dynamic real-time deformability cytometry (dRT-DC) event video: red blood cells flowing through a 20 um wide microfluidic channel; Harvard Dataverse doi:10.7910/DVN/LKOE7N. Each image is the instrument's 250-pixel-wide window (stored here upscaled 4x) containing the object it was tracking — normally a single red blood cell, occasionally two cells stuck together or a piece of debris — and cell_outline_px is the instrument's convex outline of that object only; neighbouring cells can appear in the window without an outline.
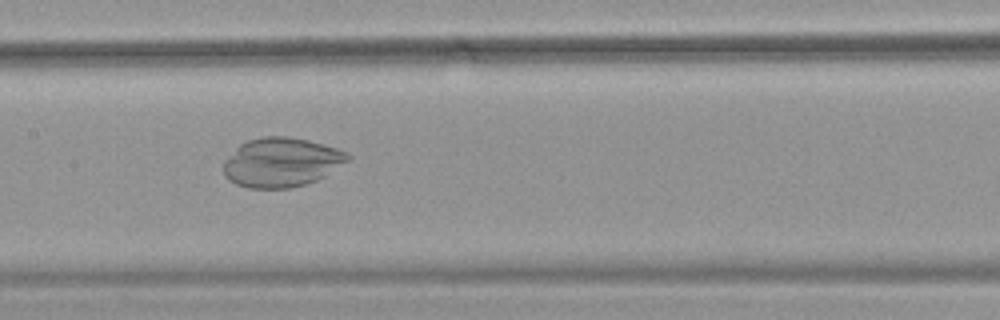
{"species": "common noctule bat (a hibernating species)", "species_latin": "Nyctalus noctula", "temperature_condition": "warm", "stored_images_in_passage": 38, "camera_frame_rate_fps": 3000, "um_per_image_px": 0.085, "animal": {"sex": "female", "body_mass_g": 18.4}, "frame": {"image": 1, "passage_image": 11, "time_ms": 3.333, "image_size_px": [1000, 320], "cell_outline_px": [[352, 160], [324, 176], [316, 180], [292, 188], [248, 188], [236, 184], [228, 180], [224, 176], [224, 160], [240, 144], [248, 140], [264, 136], [288, 136], [308, 140], [324, 144], [348, 152], [352, 156]], "centroid_in_image_um": [23.95, 13.79], "position_along_channel_um": 183.5, "area_um2": 35.95}}
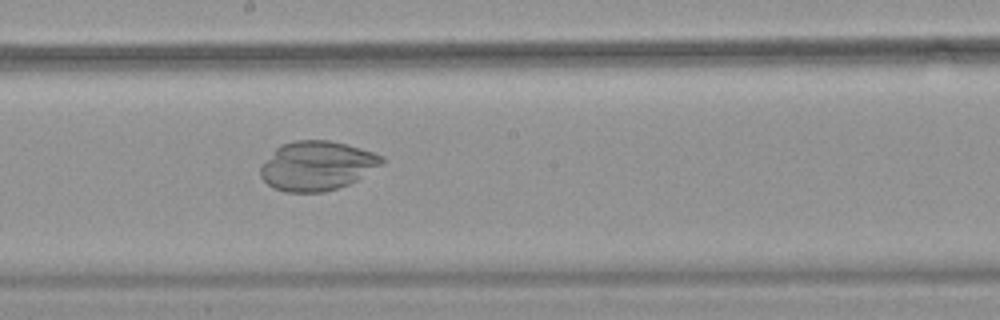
{"frame": {"image": 2, "passage_image": 14, "time_ms": 4.333, "image_size_px": [1000, 320], "cell_outline_px": [[384, 160], [380, 164], [356, 180], [348, 184], [324, 192], [284, 192], [272, 188], [260, 176], [260, 164], [280, 144], [296, 140], [328, 140], [360, 148], [384, 156]], "centroid_in_image_um": [26.87, 14.09], "position_along_channel_um": 221.3, "area_um2": 34.68}}
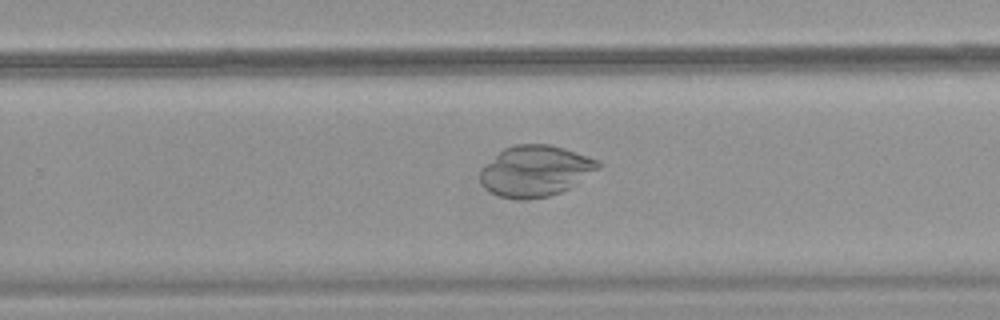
{"frame": {"image": 3, "passage_image": 19, "time_ms": 6.0, "image_size_px": [1000, 320], "cell_outline_px": [[600, 168], [568, 188], [560, 192], [548, 196], [528, 200], [516, 200], [500, 196], [484, 188], [480, 184], [480, 168], [504, 148], [512, 144], [548, 144], [564, 148], [588, 156], [596, 160], [600, 164]], "centroid_in_image_um": [45.46, 14.53], "position_along_channel_um": 284.3, "area_um2": 35.03}}